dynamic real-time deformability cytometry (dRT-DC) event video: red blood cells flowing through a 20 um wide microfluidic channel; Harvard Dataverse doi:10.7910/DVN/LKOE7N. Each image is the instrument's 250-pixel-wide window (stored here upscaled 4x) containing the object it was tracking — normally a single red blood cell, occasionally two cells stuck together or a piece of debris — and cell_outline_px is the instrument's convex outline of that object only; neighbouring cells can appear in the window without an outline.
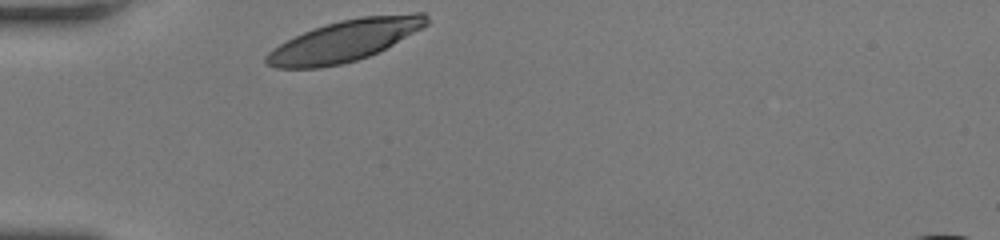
{"species": "human", "species_latin": "Homo sapiens", "temperature_condition": "room temperature", "stored_images_in_passage": 28, "camera_frame_rate_fps": 3000, "um_per_image_px": 0.085, "donor": {"sex": "female"}, "frame": {"image": 1, "passage_image": 1, "time_ms": 0.0, "image_size_px": [1000, 240], "cell_outline_px": [[428, 24], [392, 44], [368, 56], [356, 60], [340, 64], [320, 68], [276, 68], [268, 64], [264, 60], [264, 56], [268, 52], [280, 44], [304, 32], [340, 20], [360, 16], [416, 12], [424, 12], [428, 16]], "centroid_in_image_um": [29.3, 3.45], "position_along_channel_um": 55.7, "area_um2": 38.03}}
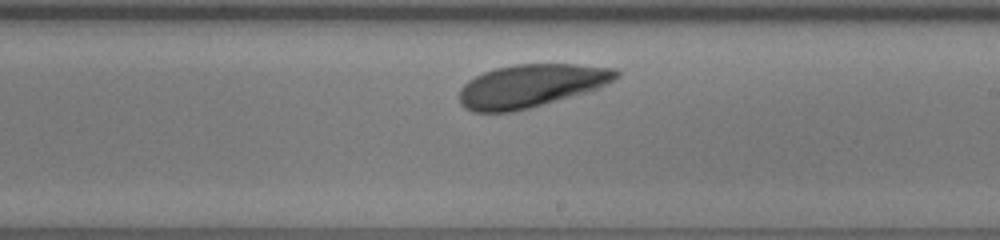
{"frame": {"image": 2, "passage_image": 17, "time_ms": 5.333, "image_size_px": [1000, 240], "cell_outline_px": [[620, 76], [600, 88], [588, 92], [528, 108], [512, 112], [472, 112], [464, 108], [460, 104], [460, 88], [468, 80], [484, 72], [496, 68], [512, 64], [576, 64], [616, 68], [620, 72]], "centroid_in_image_um": [45.15, 7.29], "position_along_channel_um": 243.8, "area_um2": 39.48}}
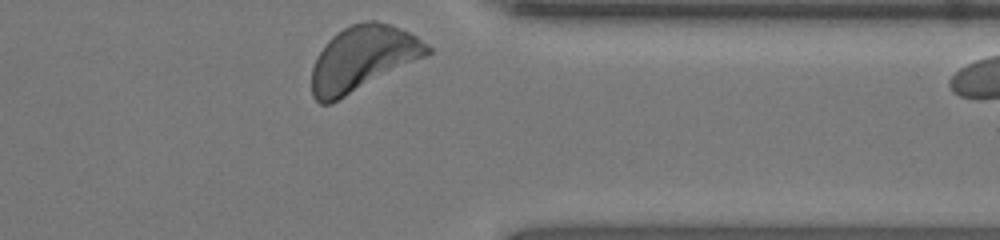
{"frame": {"image": 3, "passage_image": 28, "time_ms": 9.0, "image_size_px": [1000, 240], "cell_outline_px": [[432, 52], [328, 104], [320, 104], [312, 96], [312, 68], [320, 52], [328, 40], [332, 36], [344, 28], [352, 24], [368, 20], [376, 20], [388, 24], [408, 32], [416, 36], [428, 44], [432, 48]], "centroid_in_image_um": [30.81, 4.94], "position_along_channel_um": 380.6, "area_um2": 42.48}, "authors_computed_cell_mechanics": {"area_um2": 39.015, "velocity_mm_per_s": 3.8177, "shape_relaxation_time_tau1_ms": 4.5774, "shape_relaxation_time_tau2_ms": null, "deformation_change_tau1": 0.1857, "deformation_change_tau2": null}}